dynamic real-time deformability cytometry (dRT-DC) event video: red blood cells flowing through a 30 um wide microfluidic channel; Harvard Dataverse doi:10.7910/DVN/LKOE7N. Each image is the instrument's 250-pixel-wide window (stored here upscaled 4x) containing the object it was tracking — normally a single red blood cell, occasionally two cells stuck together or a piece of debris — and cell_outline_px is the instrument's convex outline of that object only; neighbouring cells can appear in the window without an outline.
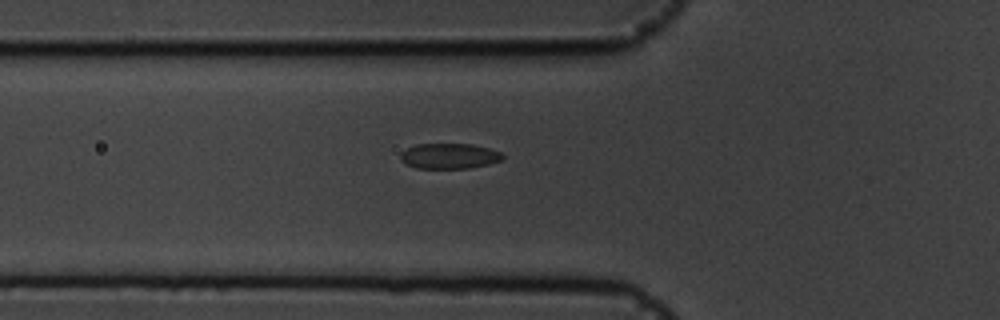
{"species": "common noctule bat (a hibernating species)", "species_latin": "Nyctalus noctula", "temperature_condition": "cold", "stored_images_in_passage": 38, "camera_frame_rate_fps": 3000, "um_per_image_px": 0.085, "animal": {"sex": "male", "body_mass_g": 19.5, "forearm_length_mm": 54.6}, "frame": {"image": 1, "passage_image": 2, "time_ms": 0.333, "image_size_px": [1000, 320], "cell_outline_px": [[504, 160], [488, 164], [468, 168], [416, 168], [400, 160], [400, 152], [416, 144], [472, 144], [488, 148], [500, 152], [504, 156]], "centroid_in_image_um": [38.19, 13.26], "position_along_channel_um": 87.6, "area_um2": 15.09}}
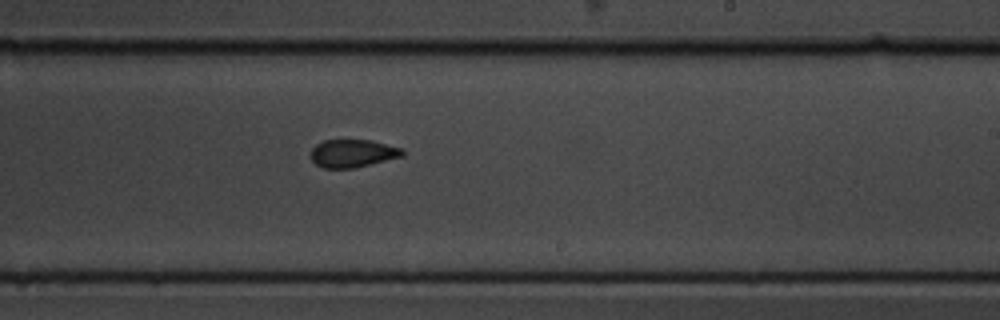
{"frame": {"image": 2, "passage_image": 16, "time_ms": 5.0, "image_size_px": [1000, 320], "cell_outline_px": [[404, 156], [356, 168], [324, 168], [316, 164], [308, 156], [312, 148], [316, 144], [324, 140], [372, 140], [404, 148]], "centroid_in_image_um": [29.99, 13.03], "position_along_channel_um": 259.0, "area_um2": 15.2}}
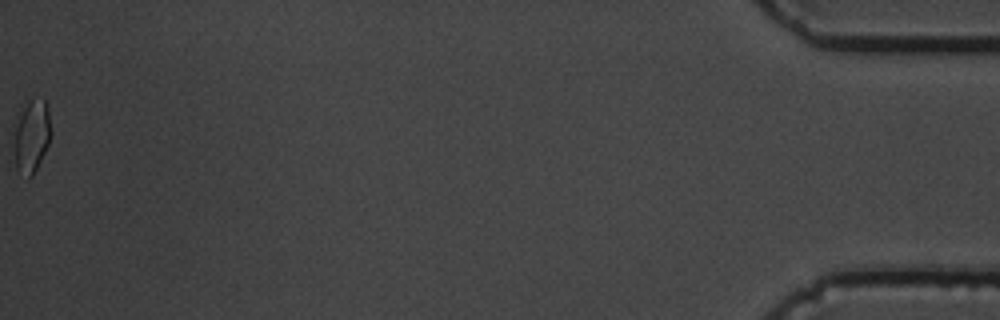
{"frame": {"image": 3, "passage_image": 38, "time_ms": 12.333, "image_size_px": [1000, 320], "cell_outline_px": [[52, 132], [48, 144], [32, 176], [28, 180], [16, 168], [12, 132], [16, 112], [20, 104], [28, 100], [44, 100], [48, 108]], "centroid_in_image_um": [2.62, 11.5], "position_along_channel_um": 432.6, "area_um2": 16.47}}